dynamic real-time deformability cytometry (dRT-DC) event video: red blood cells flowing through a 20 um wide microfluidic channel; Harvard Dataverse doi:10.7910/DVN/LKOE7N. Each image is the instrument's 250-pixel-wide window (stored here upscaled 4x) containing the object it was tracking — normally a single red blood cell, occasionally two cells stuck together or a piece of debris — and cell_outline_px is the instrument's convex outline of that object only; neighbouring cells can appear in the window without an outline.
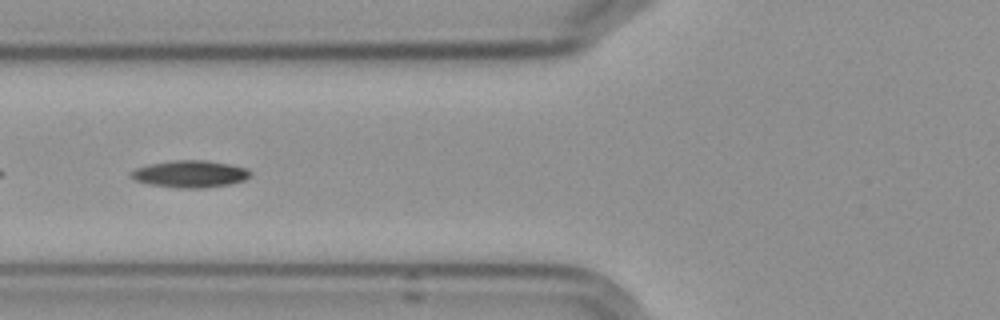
{"species": "Egyptian fruit bat (a non-hibernating species)", "species_latin": "Rousettus aegyptiacus", "temperature_condition": "cold", "stored_images_in_passage": 14, "camera_frame_rate_fps": 3000, "um_per_image_px": 0.085, "frame": {"image": 1, "passage_image": 5, "time_ms": 5.667, "image_size_px": [1000, 320], "cell_outline_px": [[252, 172], [244, 180], [228, 184], [204, 188], [176, 188], [152, 184], [136, 180], [132, 176], [132, 172], [136, 168], [152, 164], [172, 160], [204, 160], [228, 164], [248, 168]], "centroid_in_image_um": [16.2, 14.78], "position_along_channel_um": 109.6, "area_um2": 18.44}}
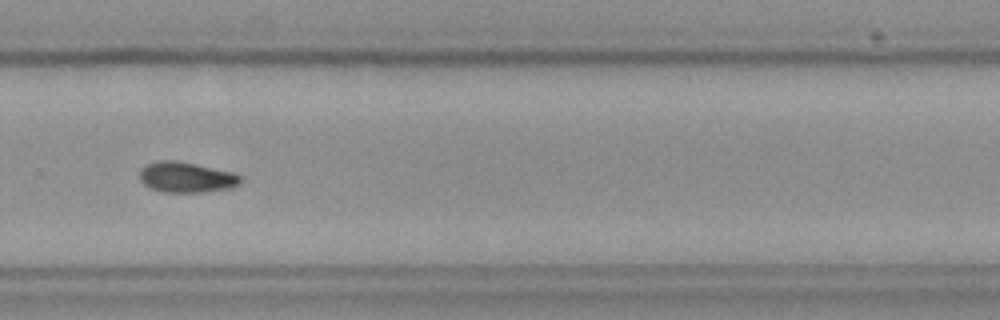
{"frame": {"image": 2, "passage_image": 10, "time_ms": 11.333, "image_size_px": [1000, 320], "cell_outline_px": [[240, 184], [228, 188], [200, 192], [164, 192], [152, 188], [144, 184], [140, 180], [140, 168], [148, 164], [160, 160], [176, 160], [232, 172], [240, 176]], "centroid_in_image_um": [15.8, 15.06], "position_along_channel_um": 314.0, "area_um2": 17.63}}
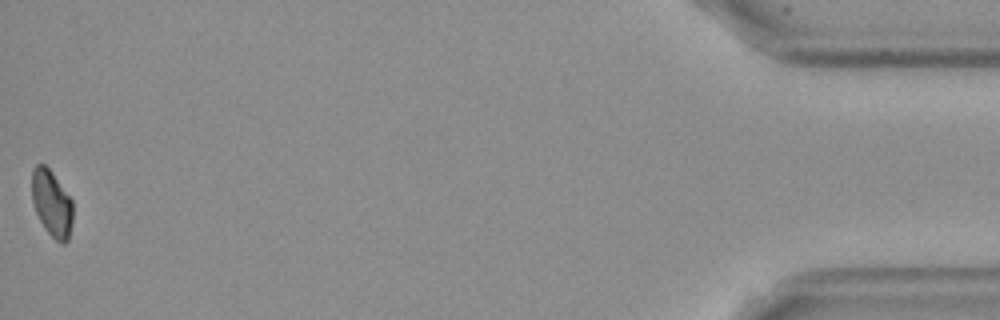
{"frame": {"image": 3, "passage_image": 14, "time_ms": 17.0, "image_size_px": [1000, 320], "cell_outline_px": [[72, 220], [68, 240], [64, 244], [60, 244], [48, 232], [40, 220], [36, 212], [32, 200], [32, 168], [36, 164], [44, 164], [48, 168], [72, 200]], "centroid_in_image_um": [4.39, 17.29], "position_along_channel_um": 430.8, "area_um2": 15.61}, "authors_computed_cell_mechanics": {"area_um2": 18.1203, "velocity_mm_per_s": 3.6143, "shape_relaxation_time_tau1_ms": 7.4928, "shape_relaxation_time_tau2_ms": null, "deformation_change_tau1": 0.126, "deformation_change_tau2": null}}